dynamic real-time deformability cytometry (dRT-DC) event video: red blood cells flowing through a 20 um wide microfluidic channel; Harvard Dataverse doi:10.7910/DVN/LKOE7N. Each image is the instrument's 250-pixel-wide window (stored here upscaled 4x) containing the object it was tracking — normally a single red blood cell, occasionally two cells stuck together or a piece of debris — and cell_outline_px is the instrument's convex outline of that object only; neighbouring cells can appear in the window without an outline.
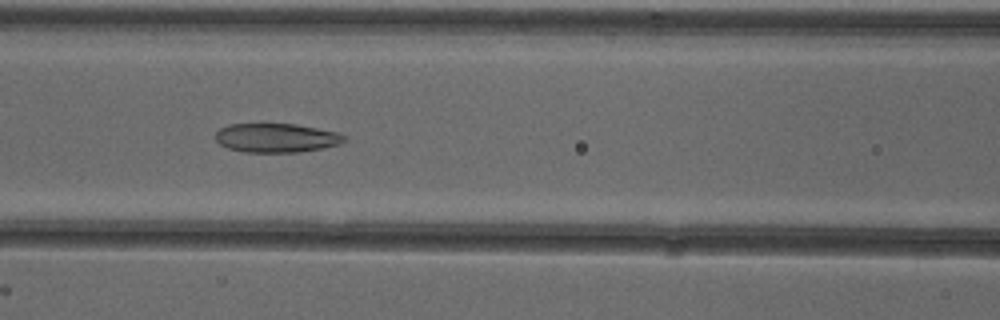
{"species": "common noctule bat (a hibernating species)", "species_latin": "Nyctalus noctula", "temperature_condition": "cold", "stored_images_in_passage": 53, "camera_frame_rate_fps": 3000, "um_per_image_px": 0.085, "animal": {"sex": "female"}, "frame": {"image": 1, "passage_image": 23, "time_ms": 7.333, "image_size_px": [1000, 320], "cell_outline_px": [[344, 140], [340, 144], [324, 148], [300, 152], [244, 152], [228, 148], [220, 144], [216, 140], [216, 132], [220, 128], [228, 124], [296, 124], [336, 132], [344, 136]], "centroid_in_image_um": [23.46, 11.72], "position_along_channel_um": 143.1, "area_um2": 21.68}}
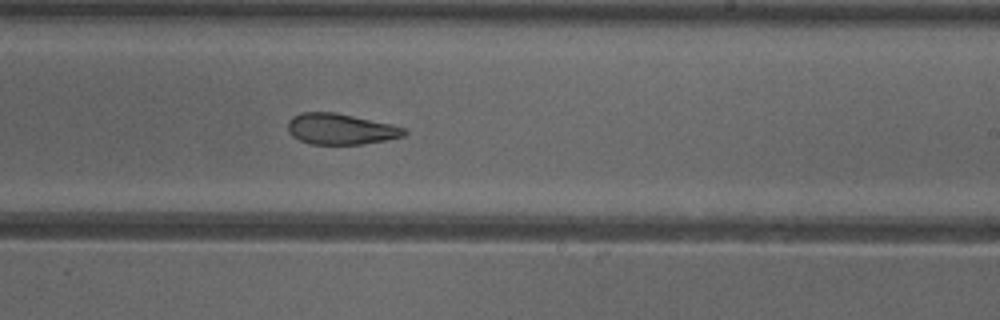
{"frame": {"image": 2, "passage_image": 32, "time_ms": 10.333, "image_size_px": [1000, 320], "cell_outline_px": [[408, 132], [404, 136], [364, 144], [312, 144], [300, 140], [292, 136], [288, 132], [288, 120], [292, 116], [300, 112], [336, 112], [392, 124], [404, 128]], "centroid_in_image_um": [28.93, 10.96], "position_along_channel_um": 260.1, "area_um2": 21.04}}
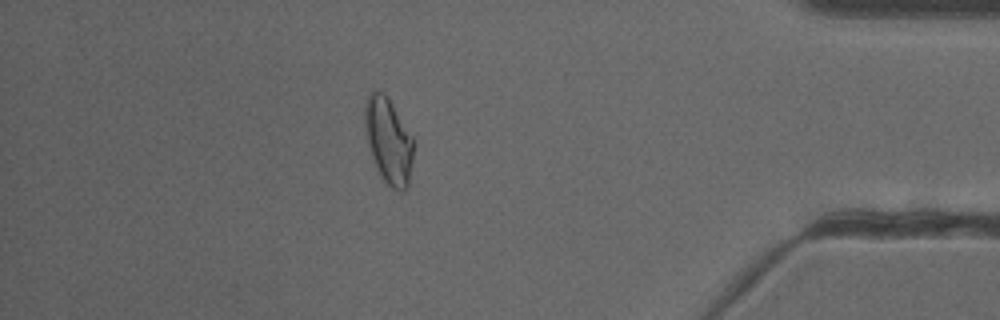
{"frame": {"image": 3, "passage_image": 46, "time_ms": 15.0, "image_size_px": [1000, 320], "cell_outline_px": [[412, 160], [408, 188], [404, 192], [392, 188], [380, 176], [372, 156], [368, 144], [364, 124], [364, 108], [368, 96], [372, 92], [380, 92], [392, 104], [412, 136]], "centroid_in_image_um": [33.01, 12.01], "position_along_channel_um": 402.2, "area_um2": 23.76}}